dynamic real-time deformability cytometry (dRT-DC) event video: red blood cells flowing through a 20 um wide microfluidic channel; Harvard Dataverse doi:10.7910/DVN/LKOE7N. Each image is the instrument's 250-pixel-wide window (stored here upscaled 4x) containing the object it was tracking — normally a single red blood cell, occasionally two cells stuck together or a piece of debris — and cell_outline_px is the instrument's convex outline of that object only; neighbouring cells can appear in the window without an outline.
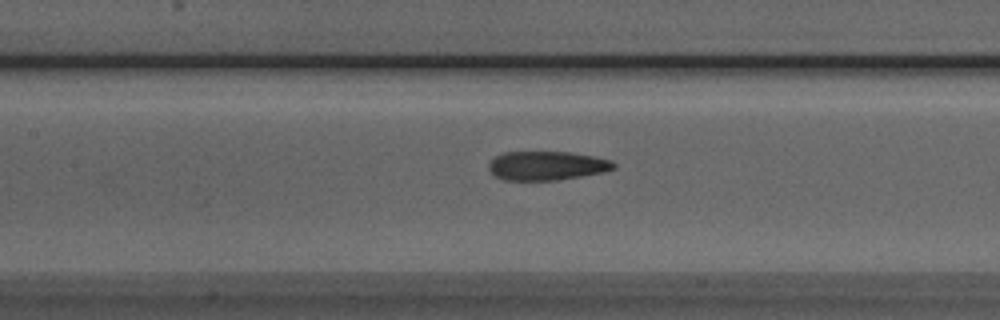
{"species": "Egyptian fruit bat (a non-hibernating species)", "species_latin": "Rousettus aegyptiacus", "temperature_condition": "room temperature", "stored_images_in_passage": 38, "camera_frame_rate_fps": 3000, "um_per_image_px": 0.085, "animal": {"sex": "male"}, "frame": {"image": 1, "passage_image": 10, "time_ms": 3.0, "image_size_px": [1000, 320], "cell_outline_px": [[616, 168], [604, 172], [556, 180], [504, 180], [492, 176], [488, 168], [488, 164], [496, 156], [504, 152], [572, 152], [612, 160], [616, 164]], "centroid_in_image_um": [46.46, 14.08], "position_along_channel_um": 160.9, "area_um2": 21.21}}
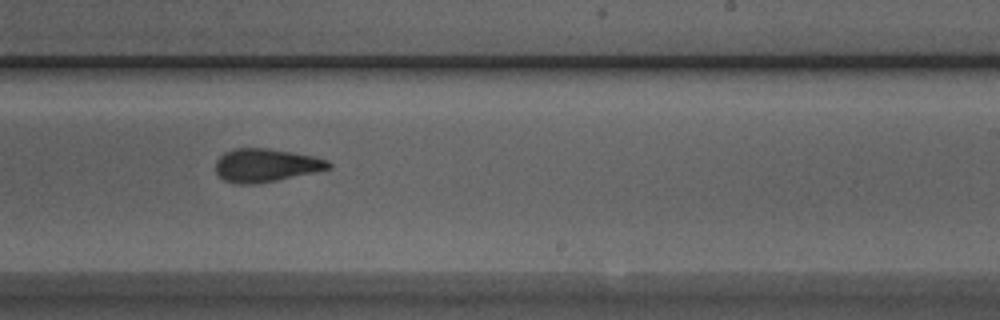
{"frame": {"image": 2, "passage_image": 18, "time_ms": 5.667, "image_size_px": [1000, 320], "cell_outline_px": [[332, 168], [316, 172], [256, 184], [236, 184], [224, 180], [216, 172], [216, 160], [224, 152], [232, 148], [268, 148], [316, 156], [328, 160], [332, 164]], "centroid_in_image_um": [22.61, 14.04], "position_along_channel_um": 266.4, "area_um2": 22.08}}
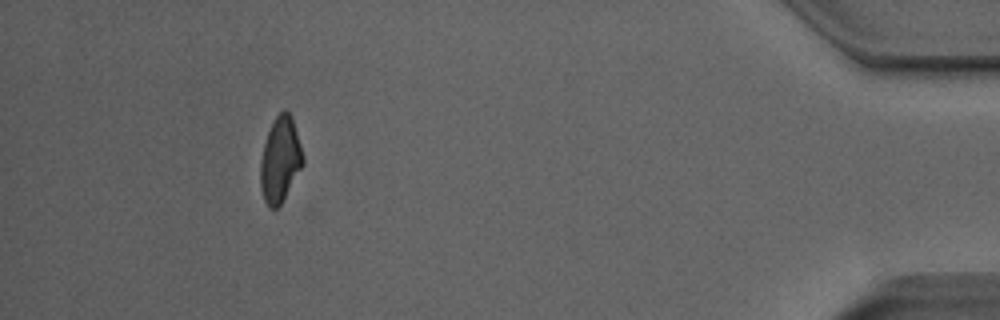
{"frame": {"image": 3, "passage_image": 34, "time_ms": 11.0, "image_size_px": [1000, 320], "cell_outline_px": [[304, 164], [280, 204], [276, 208], [268, 208], [264, 200], [260, 184], [260, 164], [264, 144], [268, 132], [276, 116], [284, 108], [292, 116], [304, 156]], "centroid_in_image_um": [23.82, 13.57], "position_along_channel_um": 411.4, "area_um2": 20.98}, "authors_computed_cell_mechanics": {"area_um2": 22.0507, "velocity_mm_per_s": 3.9678, "shape_relaxation_time_tau1_ms": 7.1562, "shape_relaxation_time_tau2_ms": 2.5023, "deformation_change_tau1": 0.2109, "deformation_change_tau2": 0.0908}}